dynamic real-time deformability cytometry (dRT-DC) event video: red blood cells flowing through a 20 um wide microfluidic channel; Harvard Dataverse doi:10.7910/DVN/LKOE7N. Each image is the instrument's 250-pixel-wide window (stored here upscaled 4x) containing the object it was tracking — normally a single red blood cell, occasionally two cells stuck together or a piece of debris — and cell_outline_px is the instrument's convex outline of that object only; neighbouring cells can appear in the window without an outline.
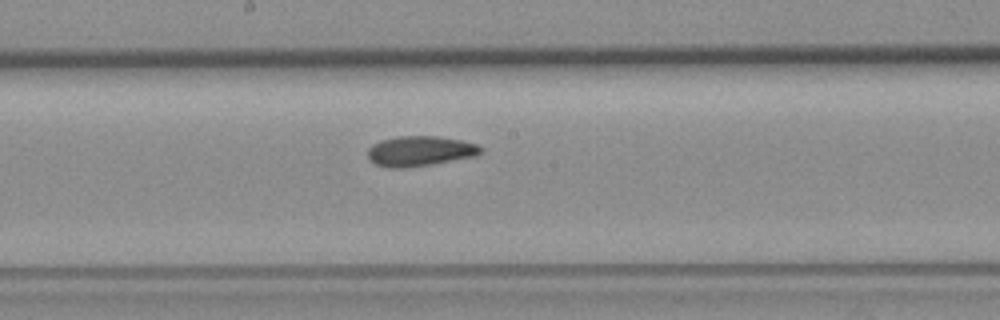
{"species": "common noctule bat (a hibernating species)", "species_latin": "Nyctalus noctula", "temperature_condition": "room temperature", "stored_images_in_passage": 6, "camera_frame_rate_fps": 3000, "um_per_image_px": 0.085, "animal": {"sex": "female", "body_mass_g": 19.3, "forearm_length_mm": 54.1}, "frame": {"image": 1, "passage_image": 6, "time_ms": 6.667, "image_size_px": [1000, 320], "cell_outline_px": [[480, 152], [476, 156], [432, 164], [404, 168], [388, 168], [376, 164], [368, 160], [368, 148], [372, 144], [380, 140], [400, 136], [436, 136], [460, 140], [476, 144], [480, 148]], "centroid_in_image_um": [35.63, 12.85], "position_along_channel_um": 212.6, "area_um2": 19.77}}